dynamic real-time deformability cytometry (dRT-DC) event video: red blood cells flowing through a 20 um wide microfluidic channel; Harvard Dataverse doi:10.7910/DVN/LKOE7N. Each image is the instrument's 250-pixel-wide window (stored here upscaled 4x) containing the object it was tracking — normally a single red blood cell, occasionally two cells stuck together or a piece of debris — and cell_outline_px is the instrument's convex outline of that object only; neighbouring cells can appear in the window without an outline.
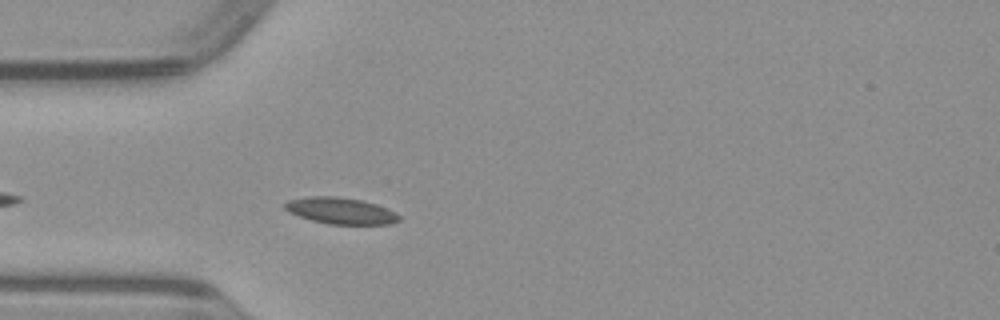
{"species": "common noctule bat (a hibernating species)", "species_latin": "Nyctalus noctula", "temperature_condition": "warm", "stored_images_in_passage": 27, "camera_frame_rate_fps": 3000, "um_per_image_px": 0.085, "animal": {"sex": "male", "body_mass_g": 23.1, "forearm_length_mm": 52.7}, "frame": {"image": 1, "passage_image": 1, "time_ms": 0.0, "image_size_px": [1000, 320], "cell_outline_px": [[400, 220], [392, 224], [328, 224], [312, 220], [288, 212], [284, 208], [284, 204], [288, 200], [312, 196], [336, 196], [360, 200], [376, 204], [396, 212], [400, 216]], "centroid_in_image_um": [28.97, 17.92], "position_along_channel_um": 56.0, "area_um2": 17.51}}
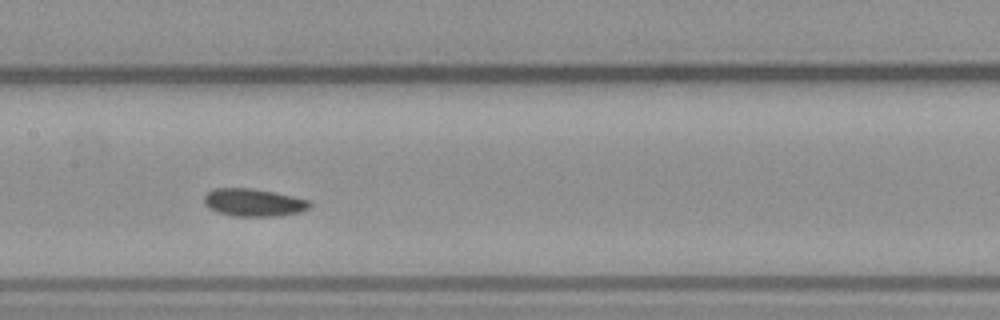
{"frame": {"image": 2, "passage_image": 11, "time_ms": 3.333, "image_size_px": [1000, 320], "cell_outline_px": [[312, 204], [308, 208], [300, 212], [276, 216], [236, 216], [216, 212], [204, 204], [204, 196], [212, 188], [252, 188], [312, 200]], "centroid_in_image_um": [21.55, 17.21], "position_along_channel_um": 185.8, "area_um2": 17.05}}
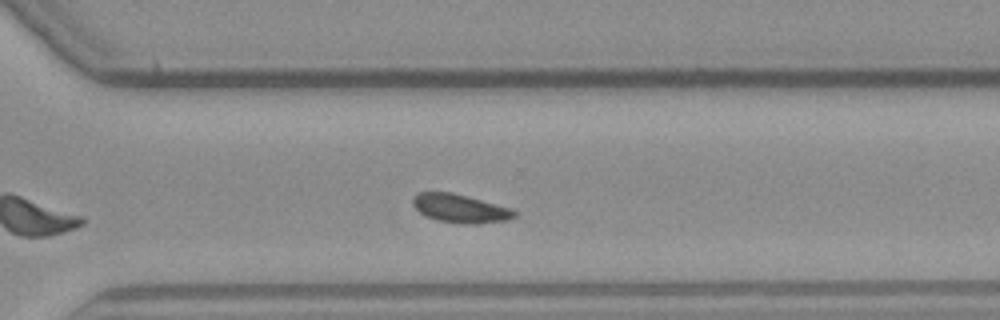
{"frame": {"image": 3, "passage_image": 22, "time_ms": 7.0, "image_size_px": [1000, 320], "cell_outline_px": [[516, 216], [508, 220], [472, 224], [464, 224], [436, 220], [420, 212], [412, 204], [412, 196], [420, 192], [452, 192], [468, 196], [512, 208], [516, 212]], "centroid_in_image_um": [39.12, 17.71], "position_along_channel_um": 331.5, "area_um2": 16.88}}